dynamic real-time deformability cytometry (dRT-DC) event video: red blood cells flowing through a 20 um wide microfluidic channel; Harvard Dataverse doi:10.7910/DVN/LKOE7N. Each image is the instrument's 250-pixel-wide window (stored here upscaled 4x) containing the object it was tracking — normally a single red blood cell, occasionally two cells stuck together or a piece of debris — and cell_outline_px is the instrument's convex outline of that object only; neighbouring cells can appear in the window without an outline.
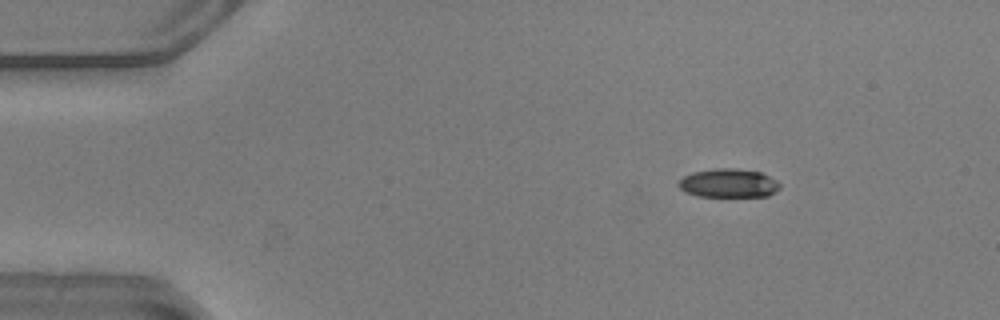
{"species": "common noctule bat (a hibernating species)", "species_latin": "Nyctalus noctula", "temperature_condition": "warm", "stored_images_in_passage": 49, "camera_frame_rate_fps": 3000, "um_per_image_px": 0.085, "animal": {"sex": "male", "body_mass_g": 20.5, "forearm_length_mm": 52.5}, "frame": {"image": 1, "passage_image": 4, "time_ms": 1.0, "image_size_px": [1000, 320], "cell_outline_px": [[780, 188], [776, 192], [768, 196], [696, 196], [684, 192], [676, 184], [684, 176], [692, 172], [716, 168], [736, 168], [760, 172], [776, 180], [780, 184]], "centroid_in_image_um": [61.91, 15.57], "position_along_channel_um": 23.1, "area_um2": 17.05}}
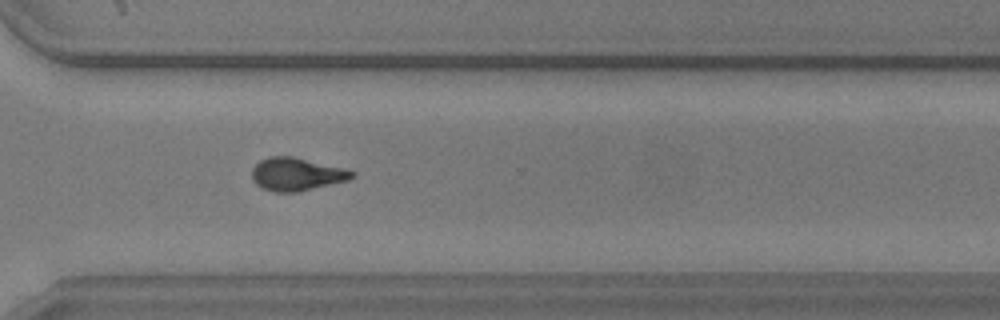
{"frame": {"image": 2, "passage_image": 35, "time_ms": 11.333, "image_size_px": [1000, 320], "cell_outline_px": [[356, 176], [348, 180], [296, 192], [276, 192], [264, 188], [256, 184], [252, 180], [252, 168], [260, 160], [268, 156], [292, 156], [348, 168], [356, 172]], "centroid_in_image_um": [25.24, 14.79], "position_along_channel_um": 345.4, "area_um2": 19.36}}
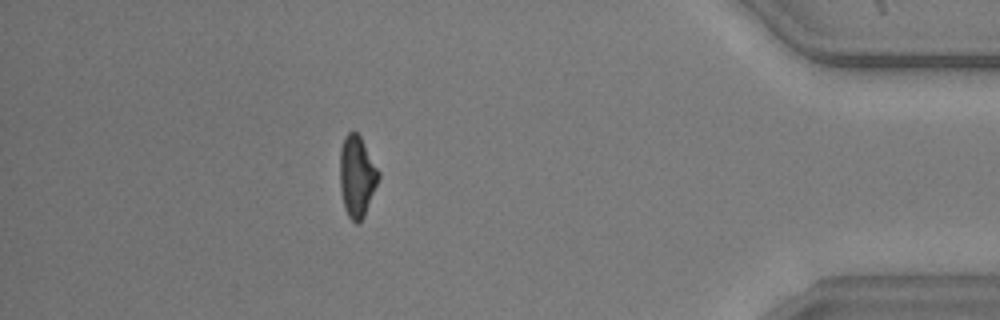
{"frame": {"image": 3, "passage_image": 43, "time_ms": 14.0, "image_size_px": [1000, 320], "cell_outline_px": [[380, 176], [364, 216], [356, 224], [348, 216], [344, 208], [340, 188], [340, 148], [344, 136], [348, 132], [356, 132], [360, 136], [380, 172]], "centroid_in_image_um": [30.33, 14.97], "position_along_channel_um": 404.9, "area_um2": 18.21}, "authors_computed_cell_mechanics": {"area_um2": 18.9006, "velocity_mm_per_s": 3.8826, "shape_relaxation_time_tau1_ms": 8.5455, "shape_relaxation_time_tau2_ms": 2.556, "deformation_change_tau1": 0.2245, "deformation_change_tau2": 0.0985}}